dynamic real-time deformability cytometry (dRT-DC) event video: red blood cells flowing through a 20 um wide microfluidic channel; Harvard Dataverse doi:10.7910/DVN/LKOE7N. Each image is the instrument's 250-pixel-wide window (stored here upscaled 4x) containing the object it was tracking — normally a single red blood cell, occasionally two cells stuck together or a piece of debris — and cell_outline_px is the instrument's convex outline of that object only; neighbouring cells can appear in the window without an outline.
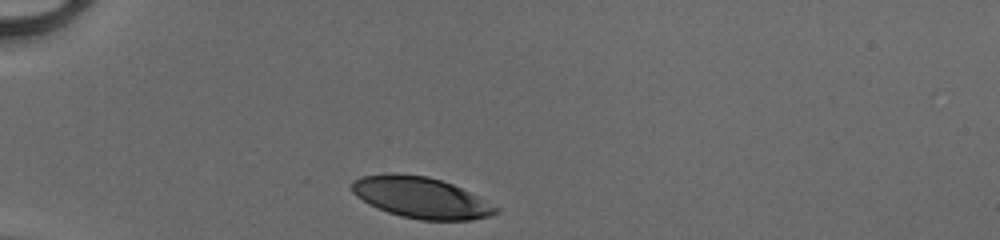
{"species": "human", "species_latin": "Homo sapiens", "temperature_condition": "cold", "stored_images_in_passage": 29, "camera_frame_rate_fps": 3000, "um_per_image_px": 0.085, "donor": {"sex": "male"}, "frame": {"image": 1, "passage_image": 1, "time_ms": 0.0, "image_size_px": [1000, 240], "cell_outline_px": [[500, 212], [488, 216], [472, 220], [420, 220], [400, 216], [376, 208], [368, 204], [356, 196], [352, 192], [352, 180], [360, 176], [388, 172], [392, 172], [428, 176], [452, 184], [500, 208]], "centroid_in_image_um": [35.73, 16.79], "position_along_channel_um": 49.3, "area_um2": 34.62}}
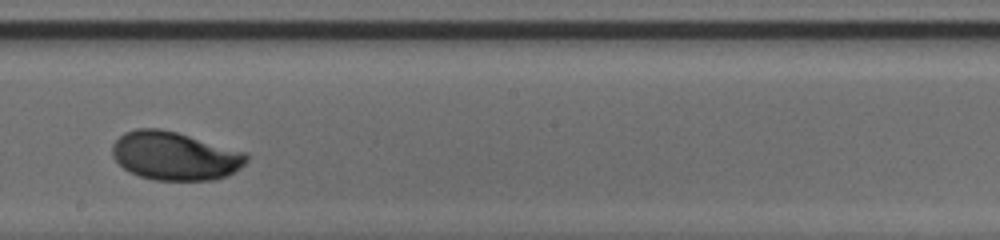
{"frame": {"image": 2, "passage_image": 17, "time_ms": 5.333, "image_size_px": [1000, 240], "cell_outline_px": [[248, 160], [240, 168], [228, 176], [212, 180], [152, 180], [128, 172], [112, 156], [112, 144], [124, 132], [136, 128], [160, 128], [176, 132], [244, 152], [248, 156]], "centroid_in_image_um": [14.83, 13.26], "position_along_channel_um": 233.4, "area_um2": 37.8}}
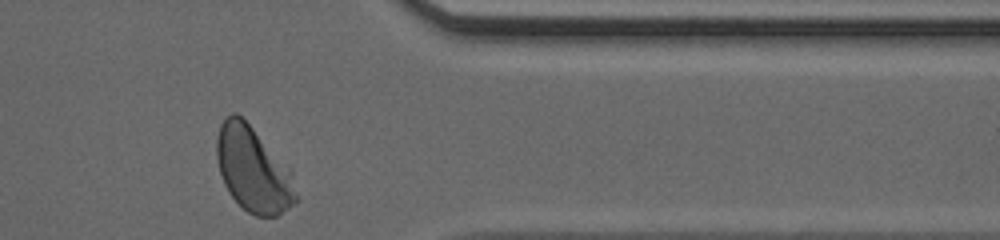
{"frame": {"image": 3, "passage_image": 29, "time_ms": 9.333, "image_size_px": [1000, 240], "cell_outline_px": [[300, 200], [276, 216], [256, 216], [248, 212], [228, 192], [224, 184], [220, 172], [216, 156], [216, 140], [220, 124], [232, 112], [236, 112], [292, 168]], "centroid_in_image_um": [21.57, 14.43], "position_along_channel_um": 389.8, "area_um2": 39.59}, "authors_computed_cell_mechanics": {"area_um2": 37.859, "velocity_mm_per_s": 4.0998, "shape_relaxation_time_tau1_ms": 1.938, "shape_relaxation_time_tau2_ms": null, "deformation_change_tau1": 0.1449, "deformation_change_tau2": null}}